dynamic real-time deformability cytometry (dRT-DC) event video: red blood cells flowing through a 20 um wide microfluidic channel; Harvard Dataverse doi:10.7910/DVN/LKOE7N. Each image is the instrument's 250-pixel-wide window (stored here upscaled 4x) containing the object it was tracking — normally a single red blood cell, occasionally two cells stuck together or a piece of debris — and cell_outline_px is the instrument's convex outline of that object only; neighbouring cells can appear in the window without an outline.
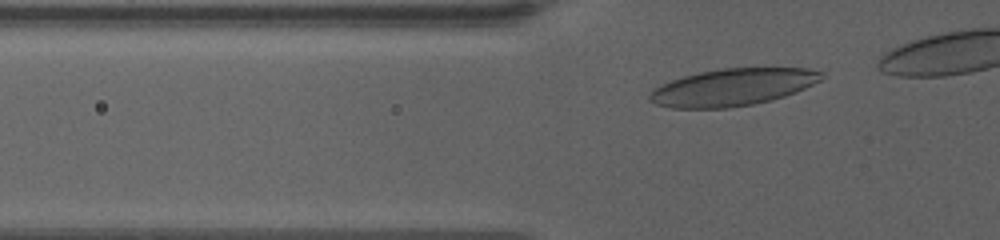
{"species": "human", "species_latin": "Homo sapiens", "temperature_condition": "warm", "stored_images_in_passage": 16, "camera_frame_rate_fps": 3000, "um_per_image_px": 0.085, "donor": {"sex": "female"}, "frame": {"image": 1, "passage_image": 4, "time_ms": 1.0, "image_size_px": [1000, 240], "cell_outline_px": [[824, 76], [820, 80], [796, 92], [772, 100], [752, 104], [728, 108], [672, 108], [656, 104], [648, 100], [648, 92], [652, 88], [660, 84], [684, 76], [700, 72], [720, 68], [808, 68], [824, 72]], "centroid_in_image_um": [62.24, 7.41], "position_along_channel_um": 63.6, "area_um2": 37.34}}
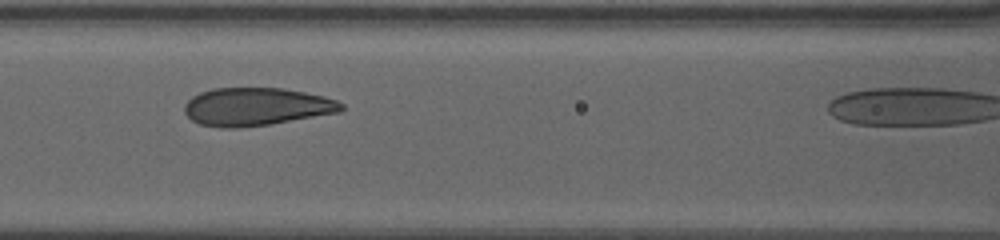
{"frame": {"image": 2, "passage_image": 12, "time_ms": 3.667, "image_size_px": [1000, 240], "cell_outline_px": [[344, 108], [340, 112], [268, 124], [236, 128], [224, 128], [200, 124], [192, 120], [184, 112], [184, 104], [192, 96], [200, 92], [212, 88], [284, 88], [324, 96], [336, 100], [344, 104]], "centroid_in_image_um": [21.77, 9.06], "position_along_channel_um": 144.8, "area_um2": 34.62}}
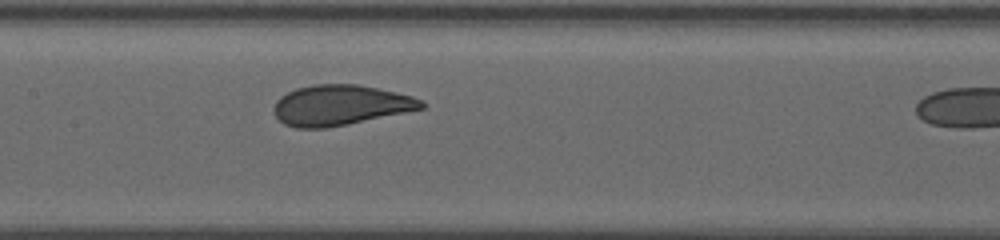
{"frame": {"image": 3, "passage_image": 15, "time_ms": 4.667, "image_size_px": [1000, 240], "cell_outline_px": [[424, 108], [348, 124], [324, 128], [296, 128], [284, 124], [276, 116], [272, 108], [276, 100], [280, 96], [296, 88], [312, 84], [356, 84], [396, 92], [412, 96], [420, 100], [424, 104]], "centroid_in_image_um": [28.87, 8.94], "position_along_channel_um": 178.5, "area_um2": 34.51}}